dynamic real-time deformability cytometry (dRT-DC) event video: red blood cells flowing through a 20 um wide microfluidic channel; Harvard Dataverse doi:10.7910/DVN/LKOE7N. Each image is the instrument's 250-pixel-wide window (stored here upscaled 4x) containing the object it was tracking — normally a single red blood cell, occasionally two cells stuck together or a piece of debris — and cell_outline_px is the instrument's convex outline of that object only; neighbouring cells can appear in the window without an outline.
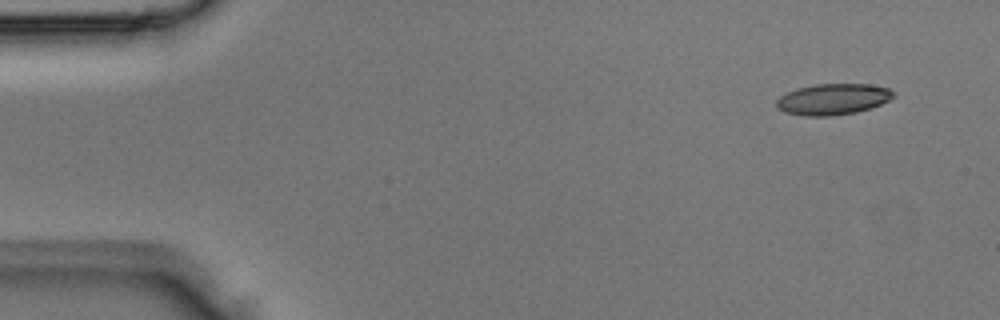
{"species": "Egyptian fruit bat (a non-hibernating species)", "species_latin": "Rousettus aegyptiacus", "temperature_condition": "room temperature", "stored_images_in_passage": 3, "camera_frame_rate_fps": 3000, "um_per_image_px": 0.085, "animal": {"sex": "male"}, "frame": {"image": 1, "passage_image": 1, "time_ms": 0.0, "image_size_px": [1000, 320], "cell_outline_px": [[892, 96], [888, 100], [872, 108], [856, 112], [832, 116], [804, 116], [784, 112], [776, 108], [776, 100], [780, 96], [796, 88], [816, 84], [872, 84], [888, 88], [892, 92]], "centroid_in_image_um": [70.75, 8.44], "position_along_channel_um": 14.2, "area_um2": 21.21}}
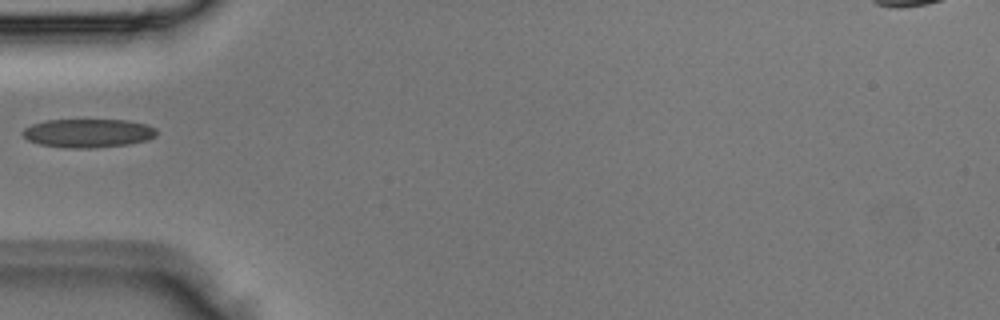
{"frame": {"image": 2, "passage_image": 3, "time_ms": 0.667, "image_size_px": [1000, 320], "cell_outline_px": [[156, 136], [148, 140], [128, 144], [96, 148], [64, 148], [40, 144], [28, 140], [20, 132], [24, 128], [32, 124], [44, 120], [128, 120], [148, 124], [156, 128]], "centroid_in_image_um": [7.49, 11.32], "position_along_channel_um": 77.5, "area_um2": 22.6}}